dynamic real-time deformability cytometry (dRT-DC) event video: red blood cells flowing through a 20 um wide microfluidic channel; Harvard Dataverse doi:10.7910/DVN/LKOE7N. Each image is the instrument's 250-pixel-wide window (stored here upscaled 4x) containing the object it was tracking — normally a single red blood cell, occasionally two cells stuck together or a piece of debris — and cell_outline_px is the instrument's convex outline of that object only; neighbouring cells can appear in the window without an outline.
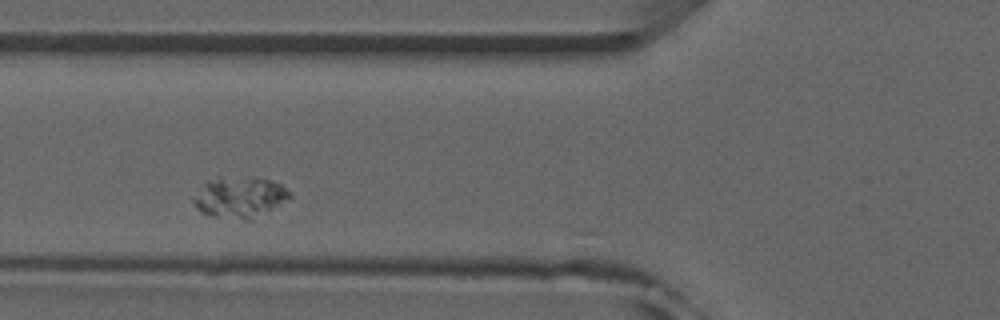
{"species": "common noctule bat (a hibernating species)", "species_latin": "Nyctalus noctula", "temperature_condition": "room temperature", "stored_images_in_passage": 3, "camera_frame_rate_fps": 3000, "um_per_image_px": 0.085, "animal": {"sex": "male", "forearm_length_mm": 52.5}, "frame": {"image": 1, "passage_image": 2, "time_ms": 0.333, "image_size_px": [1000, 320], "cell_outline_px": [[292, 196], [248, 220], [212, 216], [200, 212], [196, 208], [192, 200], [192, 196], [208, 180], [220, 176], [268, 180], [280, 184], [292, 192]], "centroid_in_image_um": [20.28, 16.75], "position_along_channel_um": 105.5, "area_um2": 22.37}}